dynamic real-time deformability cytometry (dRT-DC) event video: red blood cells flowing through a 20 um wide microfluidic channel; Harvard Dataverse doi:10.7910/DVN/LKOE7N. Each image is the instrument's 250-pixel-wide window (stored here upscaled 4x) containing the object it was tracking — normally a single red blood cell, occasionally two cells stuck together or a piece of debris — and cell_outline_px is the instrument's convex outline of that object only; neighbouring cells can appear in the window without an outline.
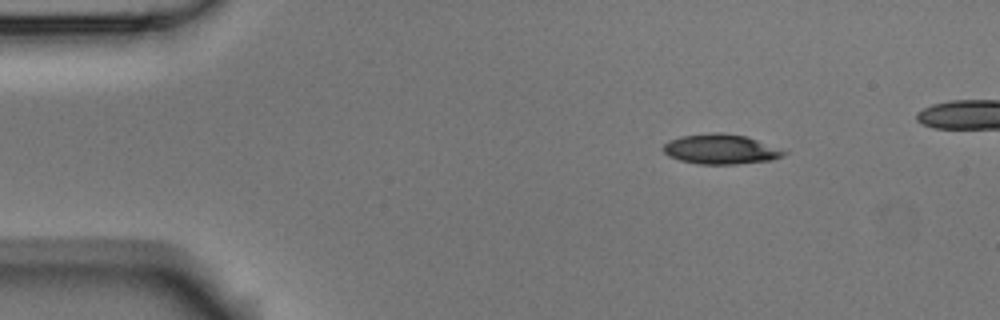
{"species": "Egyptian fruit bat (a non-hibernating species)", "species_latin": "Rousettus aegyptiacus", "temperature_condition": "room temperature", "stored_images_in_passage": 5, "camera_frame_rate_fps": 3000, "um_per_image_px": 0.085, "animal": {"sex": "male"}, "frame": {"image": 1, "passage_image": 2, "time_ms": 0.333, "image_size_px": [1000, 320], "cell_outline_px": [[788, 152], [784, 156], [772, 160], [736, 164], [700, 164], [680, 160], [668, 156], [664, 152], [664, 144], [680, 136], [712, 132], [720, 132], [748, 136]], "centroid_in_image_um": [61.28, 12.68], "position_along_channel_um": 23.7, "area_um2": 20.98}}